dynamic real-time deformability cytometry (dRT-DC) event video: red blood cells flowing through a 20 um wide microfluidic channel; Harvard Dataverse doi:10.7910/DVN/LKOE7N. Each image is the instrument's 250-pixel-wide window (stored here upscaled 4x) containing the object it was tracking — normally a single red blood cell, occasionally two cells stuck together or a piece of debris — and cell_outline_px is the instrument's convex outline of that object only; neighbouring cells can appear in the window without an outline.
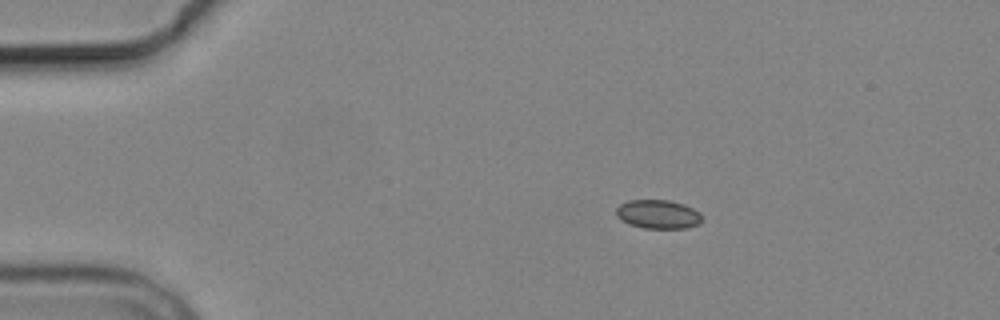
{"species": "common noctule bat (a hibernating species)", "species_latin": "Nyctalus noctula", "temperature_condition": "cold", "stored_images_in_passage": 4, "camera_frame_rate_fps": 3000, "um_per_image_px": 0.085, "animal": {"sex": "male", "body_mass_g": 19.2, "forearm_length_mm": 51.8}, "frame": {"image": 1, "passage_image": 2, "time_ms": 1.333, "image_size_px": [1000, 320], "cell_outline_px": [[700, 224], [688, 228], [644, 228], [628, 224], [620, 220], [616, 216], [616, 208], [620, 204], [628, 200], [668, 200], [684, 204], [700, 212]], "centroid_in_image_um": [55.91, 18.21], "position_along_channel_um": 29.1, "area_um2": 14.51}}